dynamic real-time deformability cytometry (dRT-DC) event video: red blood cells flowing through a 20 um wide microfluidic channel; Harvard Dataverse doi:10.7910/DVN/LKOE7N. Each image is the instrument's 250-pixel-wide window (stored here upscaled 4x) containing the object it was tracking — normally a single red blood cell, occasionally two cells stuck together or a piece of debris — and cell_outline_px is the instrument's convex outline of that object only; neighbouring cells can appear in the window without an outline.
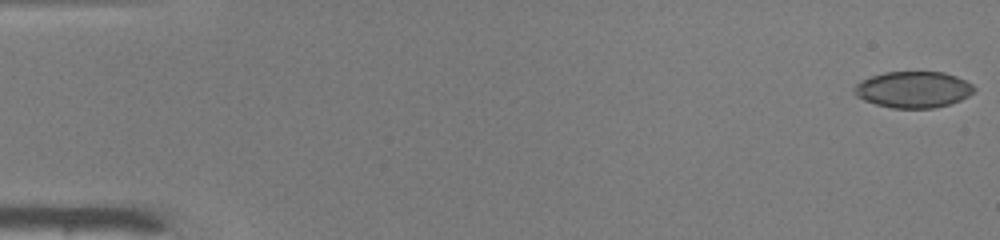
{"species": "common noctule bat (a hibernating species)", "species_latin": "Nyctalus noctula", "temperature_condition": "warm", "stored_images_in_passage": 17, "camera_frame_rate_fps": 3000, "um_per_image_px": 0.085, "animal": {"sex": "male", "body_mass_g": 19.0, "forearm_length_mm": 50.8}, "frame": {"image": 1, "passage_image": 1, "time_ms": 0.0, "image_size_px": [1000, 240], "cell_outline_px": [[976, 88], [968, 96], [960, 100], [948, 104], [932, 108], [892, 108], [876, 104], [864, 100], [856, 96], [856, 84], [872, 76], [888, 72], [940, 72], [956, 76], [972, 84]], "centroid_in_image_um": [77.65, 7.62], "position_along_channel_um": 7.3, "area_um2": 24.91}}
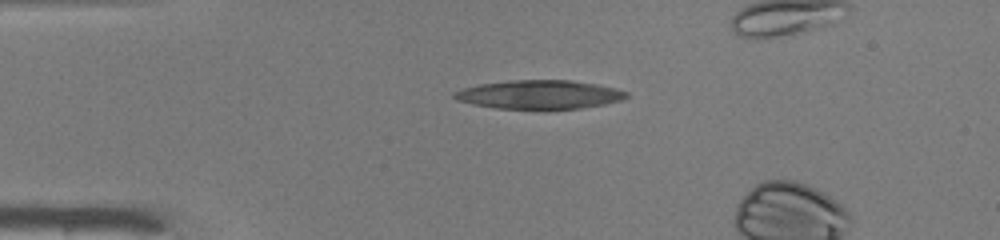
{"frame": {"image": 2, "passage_image": 13, "time_ms": 4.0, "image_size_px": [1000, 240], "cell_outline_px": [[628, 96], [620, 100], [604, 104], [580, 108], [496, 108], [456, 100], [452, 96], [456, 92], [464, 88], [480, 84], [516, 80], [568, 80], [592, 84], [612, 88], [628, 92]], "centroid_in_image_um": [45.84, 8.03], "position_along_channel_um": 39.2, "area_um2": 27.98}}